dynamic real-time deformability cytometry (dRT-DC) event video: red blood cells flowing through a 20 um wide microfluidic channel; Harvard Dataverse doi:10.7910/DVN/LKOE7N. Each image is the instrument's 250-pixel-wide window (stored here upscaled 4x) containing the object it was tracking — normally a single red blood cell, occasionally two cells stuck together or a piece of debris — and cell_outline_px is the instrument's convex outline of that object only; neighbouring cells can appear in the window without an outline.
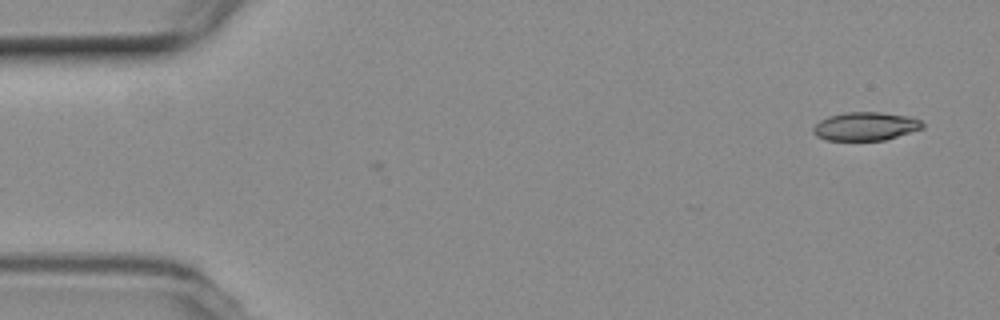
{"species": "common noctule bat (a hibernating species)", "species_latin": "Nyctalus noctula", "temperature_condition": "room temperature", "stored_images_in_passage": 43, "camera_frame_rate_fps": 3000, "um_per_image_px": 0.085, "animal": {"sex": "female", "body_mass_g": 19.3, "forearm_length_mm": 54.1}, "frame": {"image": 1, "passage_image": 1, "time_ms": 0.0, "image_size_px": [1000, 320], "cell_outline_px": [[924, 128], [884, 140], [828, 140], [816, 136], [812, 132], [812, 128], [820, 120], [828, 116], [844, 112], [880, 112], [908, 116], [920, 120], [924, 124]], "centroid_in_image_um": [73.55, 10.73], "position_along_channel_um": 11.4, "area_um2": 18.09}}
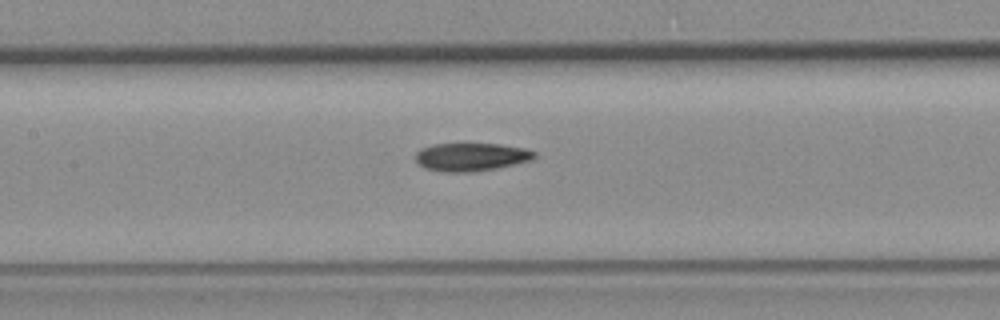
{"frame": {"image": 2, "passage_image": 23, "time_ms": 7.333, "image_size_px": [1000, 320], "cell_outline_px": [[536, 156], [532, 160], [496, 168], [468, 172], [444, 172], [424, 168], [416, 160], [416, 152], [420, 148], [432, 144], [464, 140], [500, 144], [524, 148], [536, 152]], "centroid_in_image_um": [40.01, 13.28], "position_along_channel_um": 167.4, "area_um2": 20.4}}
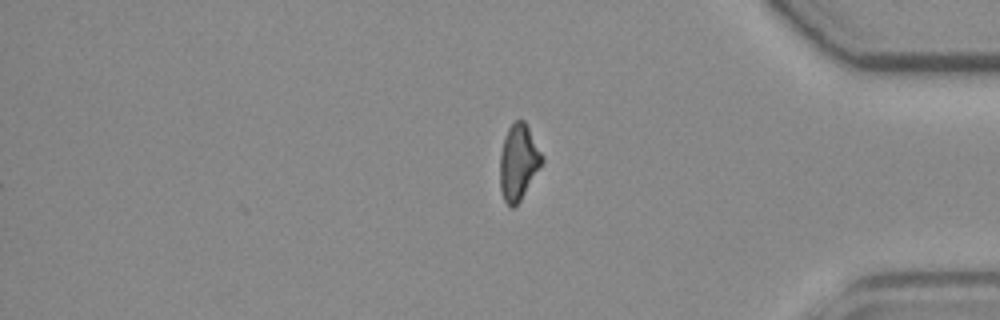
{"frame": {"image": 3, "passage_image": 43, "time_ms": 14.0, "image_size_px": [1000, 320], "cell_outline_px": [[544, 160], [520, 200], [512, 208], [504, 200], [500, 188], [500, 156], [504, 136], [508, 128], [516, 120], [524, 120], [544, 156]], "centroid_in_image_um": [44.06, 13.76], "position_along_channel_um": 391.1, "area_um2": 18.32}, "authors_computed_cell_mechanics": {"area_um2": 19.363, "velocity_mm_per_s": 3.7585, "shape_relaxation_time_tau1_ms": null, "shape_relaxation_time_tau2_ms": 4.9189, "deformation_change_tau1": null, "deformation_change_tau2": 0.1332}}